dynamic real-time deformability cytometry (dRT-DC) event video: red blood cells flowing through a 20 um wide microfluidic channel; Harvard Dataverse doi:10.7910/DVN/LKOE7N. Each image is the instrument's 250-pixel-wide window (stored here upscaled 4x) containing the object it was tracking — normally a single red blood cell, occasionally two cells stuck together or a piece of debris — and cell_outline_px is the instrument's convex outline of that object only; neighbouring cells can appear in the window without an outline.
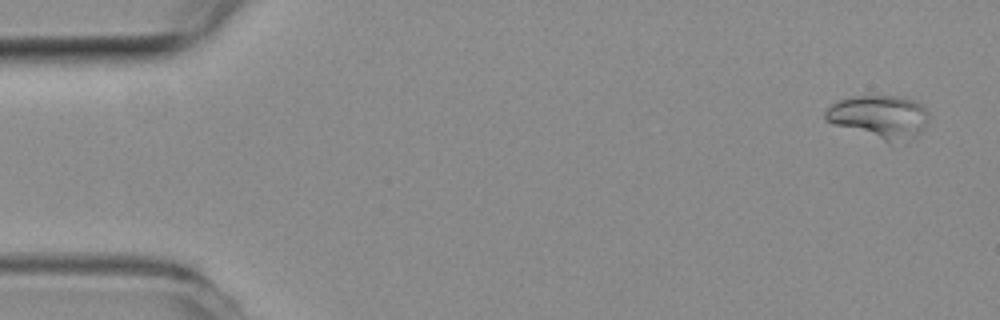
{"species": "common noctule bat (a hibernating species)", "species_latin": "Nyctalus noctula", "temperature_condition": "room temperature", "stored_images_in_passage": 15, "camera_frame_rate_fps": 3000, "um_per_image_px": 0.085, "animal": {"sex": "female", "body_mass_g": 19.3, "forearm_length_mm": 54.1}, "frame": {"image": 1, "passage_image": 3, "time_ms": 0.667, "image_size_px": [1000, 320], "cell_outline_px": [[928, 116], [924, 128], [920, 132], [912, 136], [888, 140], [884, 140], [832, 124], [824, 120], [824, 112], [832, 104], [840, 100], [852, 96], [900, 96], [916, 100], [924, 104], [928, 112]], "centroid_in_image_um": [74.73, 9.86], "position_along_channel_um": 10.3, "area_um2": 25.37}}